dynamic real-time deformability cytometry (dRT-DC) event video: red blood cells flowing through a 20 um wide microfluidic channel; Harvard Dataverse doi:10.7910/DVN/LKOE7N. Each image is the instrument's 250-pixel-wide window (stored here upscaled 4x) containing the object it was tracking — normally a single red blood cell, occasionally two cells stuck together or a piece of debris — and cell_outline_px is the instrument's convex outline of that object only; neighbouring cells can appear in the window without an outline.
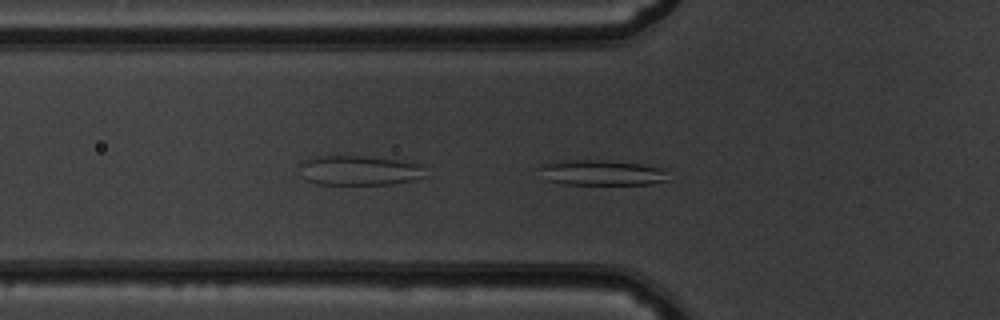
{"species": "common noctule bat (a hibernating species)", "species_latin": "Nyctalus noctula", "temperature_condition": "warm", "stored_images_in_passage": 51, "segment_of_instrument_passage": [1, 2], "camera_frame_rate_fps": 3000, "um_per_image_px": 0.085, "animal": {"sex": "male", "body_mass_g": 19.5, "forearm_length_mm": 54.6}, "frame": {"image": 1, "passage_image": 15, "time_ms": 4.667, "image_size_px": [1000, 320], "cell_outline_px": [[668, 180], [652, 184], [564, 184], [548, 180], [536, 168], [540, 164], [552, 160], [604, 160], [640, 164], [664, 168]], "centroid_in_image_um": [51.08, 14.66], "position_along_channel_um": 74.7, "area_um2": 19.25}}
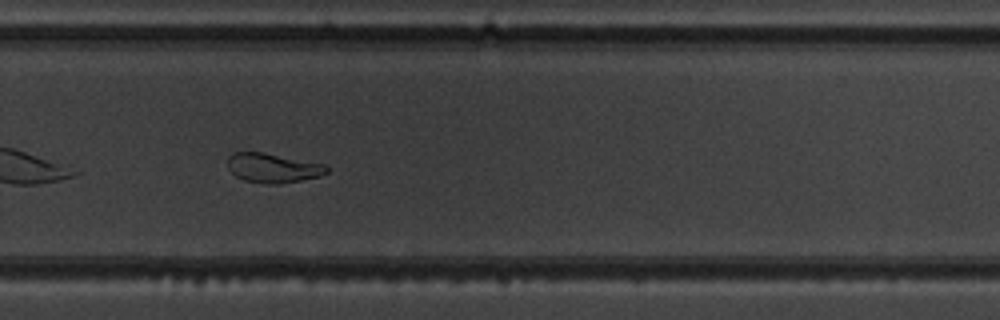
{"frame": {"image": 2, "passage_image": 33, "time_ms": 10.667, "image_size_px": [1000, 320], "cell_outline_px": [[328, 172], [320, 176], [280, 184], [264, 184], [244, 180], [236, 176], [228, 168], [228, 156], [232, 152], [264, 152], [324, 164], [328, 168]], "centroid_in_image_um": [23.18, 14.27], "position_along_channel_um": 306.6, "area_um2": 16.99}}
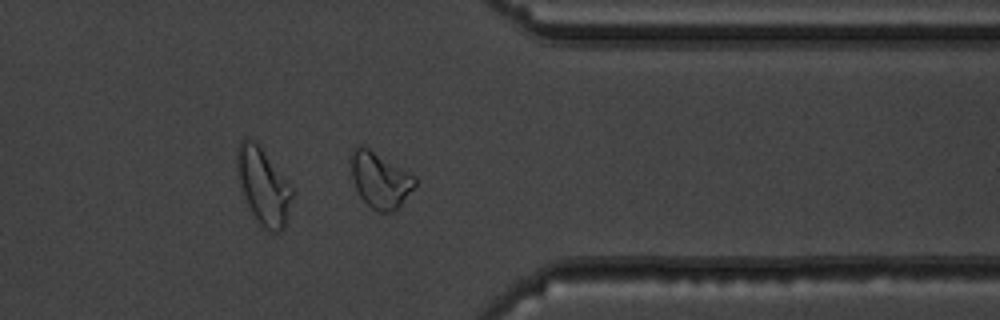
{"frame": {"image": 3, "passage_image": 39, "time_ms": 12.667, "image_size_px": [1000, 320], "cell_outline_px": [[416, 184], [400, 204], [392, 212], [376, 212], [360, 196], [356, 188], [352, 176], [348, 156], [352, 148], [360, 144], [364, 144], [416, 176]], "centroid_in_image_um": [32.25, 15.22], "position_along_channel_um": 379.1, "area_um2": 21.04}}